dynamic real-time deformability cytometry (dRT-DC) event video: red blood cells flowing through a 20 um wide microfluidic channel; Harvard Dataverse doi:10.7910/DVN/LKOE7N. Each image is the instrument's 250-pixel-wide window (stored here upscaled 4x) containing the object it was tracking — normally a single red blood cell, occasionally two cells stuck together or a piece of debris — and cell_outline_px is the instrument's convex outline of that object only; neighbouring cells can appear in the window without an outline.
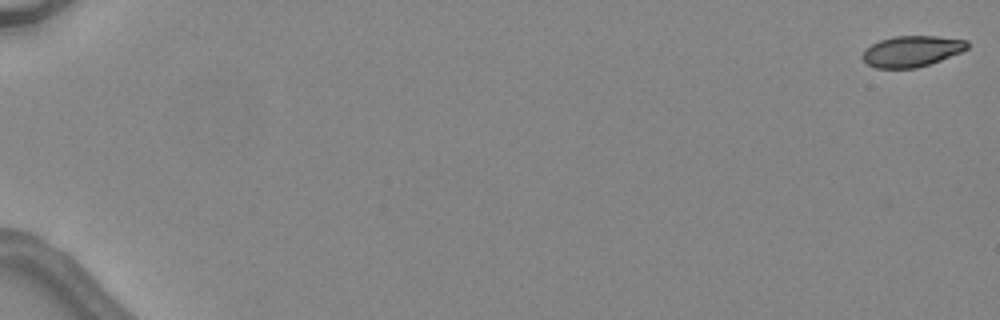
{"species": "common noctule bat (a hibernating species)", "species_latin": "Nyctalus noctula", "temperature_condition": "warm", "stored_images_in_passage": 7, "camera_frame_rate_fps": 3000, "um_per_image_px": 0.085, "animal": {"sex": "female", "body_mass_g": 24.6, "forearm_length_mm": 56.2}, "frame": {"image": 1, "passage_image": 1, "time_ms": 0.0, "image_size_px": [1000, 320], "cell_outline_px": [[968, 48], [960, 52], [940, 60], [916, 68], [876, 68], [868, 64], [860, 56], [864, 48], [880, 40], [896, 36], [936, 36], [968, 40]], "centroid_in_image_um": [77.47, 4.35], "position_along_channel_um": 7.5, "area_um2": 18.84}}
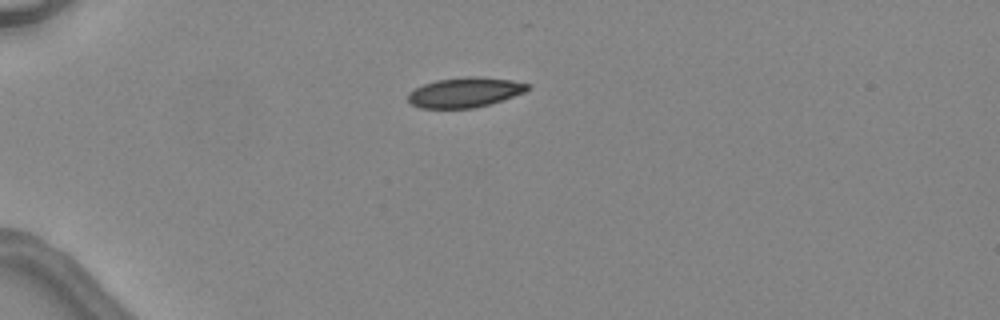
{"frame": {"image": 2, "passage_image": 5, "time_ms": 4.667, "image_size_px": [1000, 320], "cell_outline_px": [[528, 88], [524, 92], [488, 104], [472, 108], [420, 108], [412, 104], [408, 100], [408, 92], [424, 84], [436, 80], [468, 76], [480, 76], [512, 80], [528, 84]], "centroid_in_image_um": [39.47, 7.84], "position_along_channel_um": 45.5, "area_um2": 20.58}}